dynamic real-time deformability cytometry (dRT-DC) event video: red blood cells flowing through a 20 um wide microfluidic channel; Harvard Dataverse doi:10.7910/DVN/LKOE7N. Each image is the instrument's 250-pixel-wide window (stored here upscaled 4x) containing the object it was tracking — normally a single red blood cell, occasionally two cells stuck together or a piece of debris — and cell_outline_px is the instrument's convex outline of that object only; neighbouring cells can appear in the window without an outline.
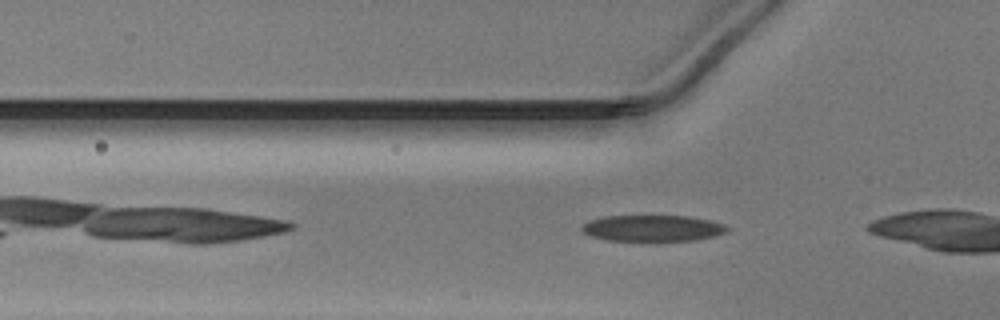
{"species": "Egyptian fruit bat (a non-hibernating species)", "species_latin": "Rousettus aegyptiacus", "temperature_condition": "warm", "stored_images_in_passage": 8, "camera_frame_rate_fps": 3000, "um_per_image_px": 0.085, "animal": {"sex": "male"}, "frame": {"image": 1, "passage_image": 5, "time_ms": 1.333, "image_size_px": [1000, 320], "cell_outline_px": [[732, 228], [728, 232], [696, 240], [656, 244], [608, 240], [592, 236], [584, 232], [580, 228], [580, 224], [588, 220], [604, 216], [688, 216], [728, 224]], "centroid_in_image_um": [55.5, 19.44], "position_along_channel_um": 70.3, "area_um2": 23.52}}